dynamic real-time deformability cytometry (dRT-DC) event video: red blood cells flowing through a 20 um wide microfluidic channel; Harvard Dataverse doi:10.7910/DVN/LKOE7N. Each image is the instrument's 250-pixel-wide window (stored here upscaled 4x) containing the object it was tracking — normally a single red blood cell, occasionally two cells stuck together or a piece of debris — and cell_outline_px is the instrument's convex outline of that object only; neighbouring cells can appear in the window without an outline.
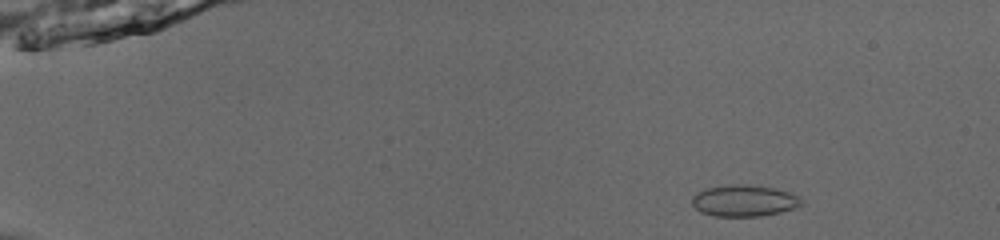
{"species": "common noctule bat (a hibernating species)", "species_latin": "Nyctalus noctula", "temperature_condition": "room temperature", "stored_images_in_passage": 54, "camera_frame_rate_fps": 3000, "um_per_image_px": 0.085, "animal": {"sex": "male", "body_mass_g": 13.0, "forearm_length_mm": 53.1}, "frame": {"image": 1, "passage_image": 8, "time_ms": 2.333, "image_size_px": [1000, 240], "cell_outline_px": [[804, 204], [780, 212], [760, 216], [712, 216], [700, 212], [692, 204], [692, 196], [696, 192], [704, 188], [728, 184], [748, 184], [772, 188], [788, 192], [800, 196]], "centroid_in_image_um": [63.21, 17.05], "position_along_channel_um": 21.8, "area_um2": 20.23}}
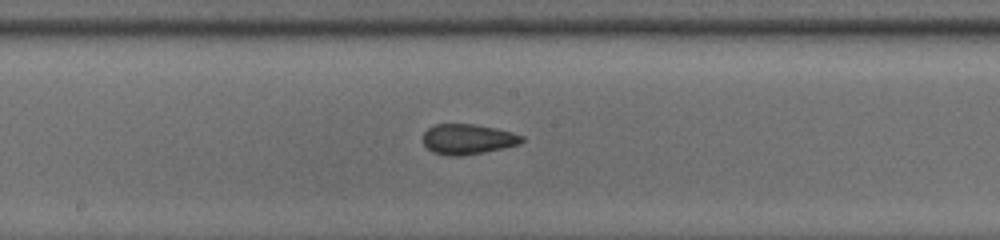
{"frame": {"image": 2, "passage_image": 31, "time_ms": 10.0, "image_size_px": [1000, 240], "cell_outline_px": [[524, 140], [520, 144], [504, 148], [484, 152], [460, 156], [448, 156], [432, 152], [424, 144], [424, 132], [428, 128], [436, 124], [476, 124], [496, 128], [512, 132], [524, 136]], "centroid_in_image_um": [39.79, 11.83], "position_along_channel_um": 208.4, "area_um2": 17.51}}
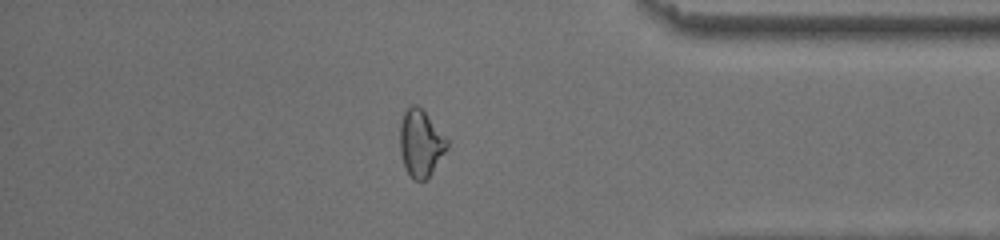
{"frame": {"image": 3, "passage_image": 47, "time_ms": 15.333, "image_size_px": [1000, 240], "cell_outline_px": [[448, 148], [428, 180], [412, 180], [404, 164], [400, 152], [400, 124], [404, 112], [412, 104], [416, 104], [424, 112], [448, 140]], "centroid_in_image_um": [35.76, 12.21], "position_along_channel_um": 399.4, "area_um2": 18.26}, "authors_computed_cell_mechanics": {"area_um2": 18.2359, "velocity_mm_per_s": 3.8785, "shape_relaxation_time_tau1_ms": null, "shape_relaxation_time_tau2_ms": 1.9558, "deformation_change_tau1": null, "deformation_change_tau2": 0.0592}}